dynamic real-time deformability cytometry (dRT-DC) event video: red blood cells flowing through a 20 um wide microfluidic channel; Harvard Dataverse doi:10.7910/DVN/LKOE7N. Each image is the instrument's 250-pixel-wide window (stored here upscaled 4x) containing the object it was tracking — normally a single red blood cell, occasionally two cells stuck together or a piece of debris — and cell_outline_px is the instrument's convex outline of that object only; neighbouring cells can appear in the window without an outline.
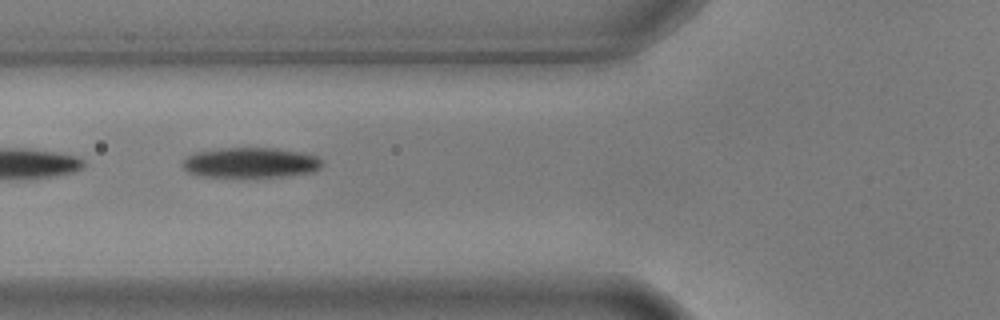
{"species": "common noctule bat (a hibernating species)", "species_latin": "Nyctalus noctula", "temperature_condition": "warm", "stored_images_in_passage": 6, "camera_frame_rate_fps": 3000, "um_per_image_px": 0.085, "animal": {"sex": "male", "body_mass_g": 17.9, "forearm_length_mm": 54.2}, "frame": {"image": 1, "passage_image": 4, "time_ms": 1.0, "image_size_px": [1000, 320], "cell_outline_px": [[320, 168], [312, 172], [288, 176], [204, 176], [188, 172], [184, 168], [184, 160], [188, 156], [196, 152], [220, 148], [276, 148], [304, 152], [316, 156], [320, 160]], "centroid_in_image_um": [21.33, 13.81], "position_along_channel_um": 104.5, "area_um2": 24.22}}
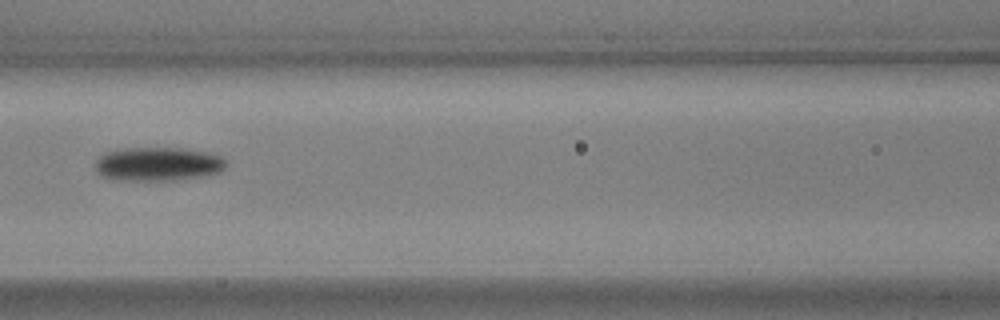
{"frame": {"image": 2, "passage_image": 5, "time_ms": 1.333, "image_size_px": [1000, 320], "cell_outline_px": [[228, 164], [220, 172], [180, 180], [116, 180], [104, 176], [96, 172], [96, 160], [100, 156], [108, 152], [124, 148], [180, 148], [204, 152], [220, 156]], "centroid_in_image_um": [13.42, 13.95], "position_along_channel_um": 153.2, "area_um2": 25.55}}
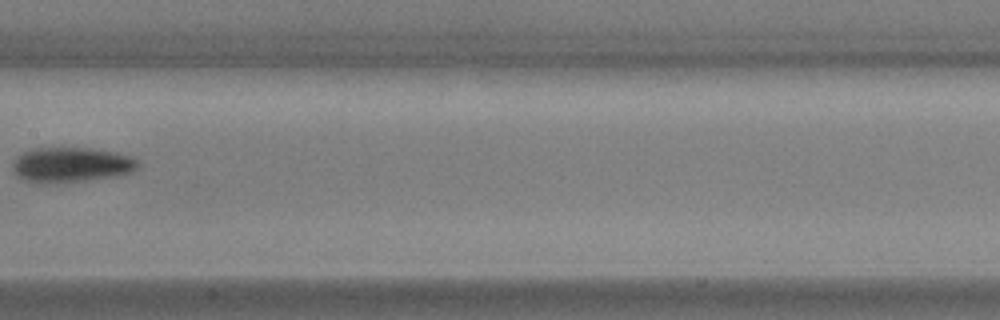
{"frame": {"image": 3, "passage_image": 6, "time_ms": 1.667, "image_size_px": [1000, 320], "cell_outline_px": [[140, 164], [132, 172], [120, 176], [84, 180], [44, 184], [40, 184], [24, 180], [12, 172], [12, 160], [20, 152], [28, 148], [92, 148], [120, 152], [132, 156]], "centroid_in_image_um": [6.02, 13.99], "position_along_channel_um": 201.4, "area_um2": 26.24}}